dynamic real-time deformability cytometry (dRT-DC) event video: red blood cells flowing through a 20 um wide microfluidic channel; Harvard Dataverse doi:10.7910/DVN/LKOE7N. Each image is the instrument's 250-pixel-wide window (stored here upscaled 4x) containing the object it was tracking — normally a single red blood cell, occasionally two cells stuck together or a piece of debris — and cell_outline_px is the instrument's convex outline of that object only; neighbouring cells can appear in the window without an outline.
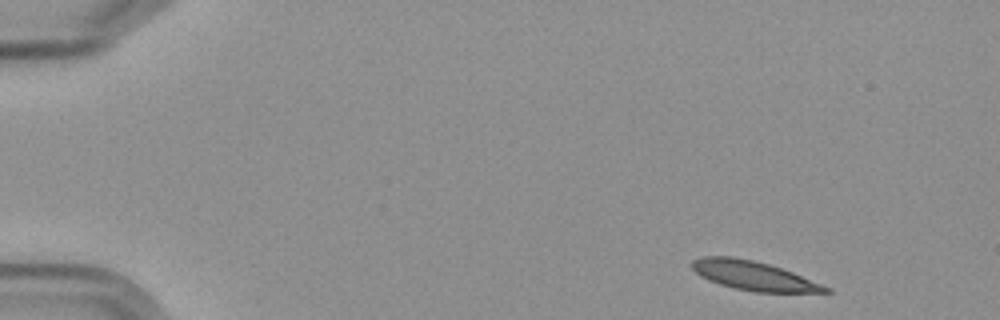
{"species": "Egyptian fruit bat (a non-hibernating species)", "species_latin": "Rousettus aegyptiacus", "temperature_condition": "cold", "stored_images_in_passage": 4, "camera_frame_rate_fps": 3000, "um_per_image_px": 0.085, "frame": {"image": 1, "passage_image": 1, "time_ms": 0.0, "image_size_px": [1000, 320], "cell_outline_px": [[832, 292], [756, 292], [736, 288], [720, 284], [708, 280], [700, 276], [692, 268], [692, 260], [700, 256], [732, 256], [752, 260], [768, 264], [792, 272], [832, 288]], "centroid_in_image_um": [64.04, 23.43], "position_along_channel_um": 21.0, "area_um2": 22.48}}